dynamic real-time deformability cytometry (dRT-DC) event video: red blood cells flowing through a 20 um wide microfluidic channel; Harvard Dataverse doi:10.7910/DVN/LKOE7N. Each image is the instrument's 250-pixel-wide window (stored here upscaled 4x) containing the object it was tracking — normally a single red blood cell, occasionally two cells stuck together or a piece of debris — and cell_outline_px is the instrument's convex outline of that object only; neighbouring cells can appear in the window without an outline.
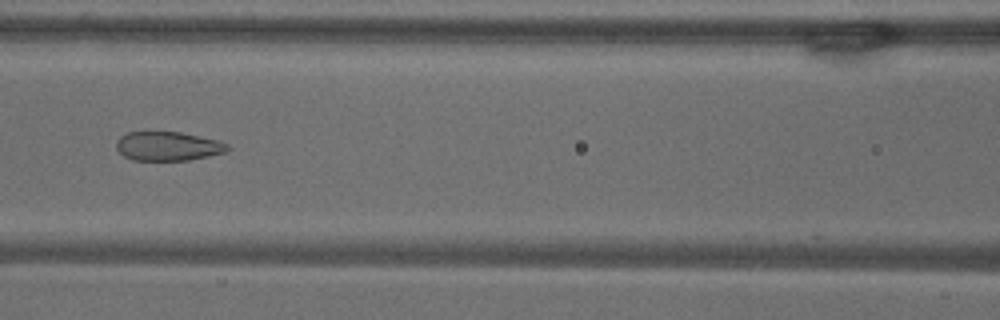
{"species": "common noctule bat (a hibernating species)", "species_latin": "Nyctalus noctula", "temperature_condition": "warm", "stored_images_in_passage": 55, "camera_frame_rate_fps": 3000, "um_per_image_px": 0.085, "animal": {"sex": "male", "body_mass_g": 18.8}, "frame": {"image": 1, "passage_image": 25, "time_ms": 8.0, "image_size_px": [1000, 320], "cell_outline_px": [[232, 148], [224, 152], [208, 156], [188, 160], [132, 160], [124, 156], [116, 148], [116, 140], [120, 136], [128, 132], [180, 132], [216, 140], [228, 144]], "centroid_in_image_um": [14.25, 12.43], "position_along_channel_um": 152.3, "area_um2": 18.73}}
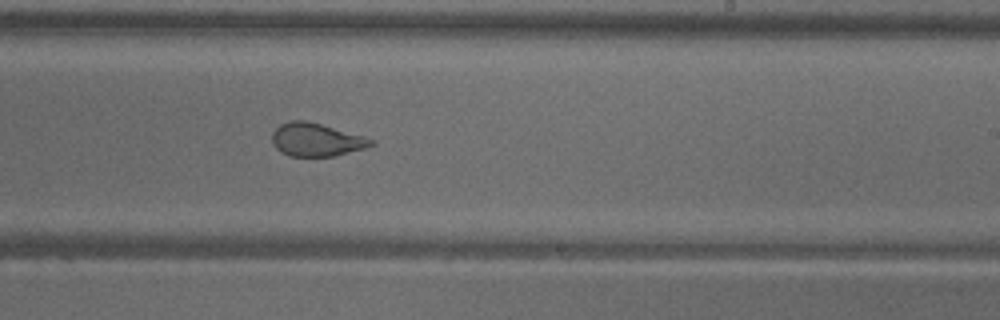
{"frame": {"image": 2, "passage_image": 34, "time_ms": 11.0, "image_size_px": [1000, 320], "cell_outline_px": [[376, 144], [364, 148], [336, 156], [288, 156], [280, 152], [272, 144], [272, 132], [280, 124], [292, 120], [304, 120], [320, 124], [364, 136], [376, 140]], "centroid_in_image_um": [26.88, 11.88], "position_along_channel_um": 262.1, "area_um2": 19.19}}
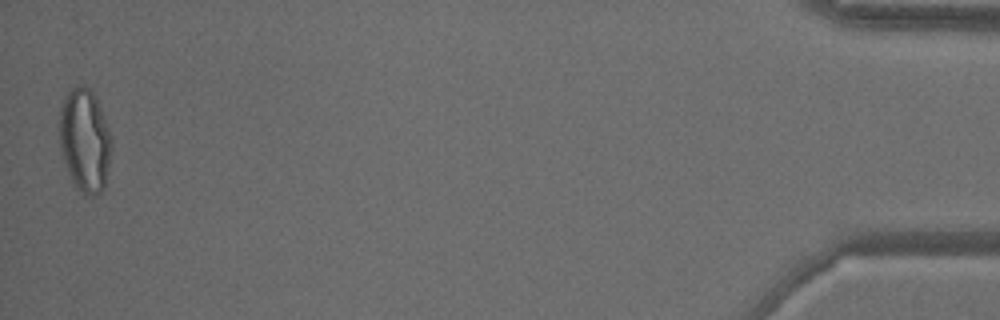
{"frame": {"image": 3, "passage_image": 55, "time_ms": 18.0, "image_size_px": [1000, 320], "cell_outline_px": [[112, 148], [104, 188], [100, 192], [92, 196], [88, 196], [76, 188], [72, 184], [68, 176], [64, 164], [60, 148], [60, 108], [68, 92], [72, 88], [80, 84], [84, 84], [92, 92], [104, 116], [112, 140]], "centroid_in_image_um": [7.2, 11.97], "position_along_channel_um": 428.0, "area_um2": 31.44}, "authors_computed_cell_mechanics": {"area_um2": 25.0852, "velocity_mm_per_s": 3.664, "shape_relaxation_time_tau1_ms": null, "shape_relaxation_time_tau2_ms": 1.0247, "deformation_change_tau1": null, "deformation_change_tau2": 0.0796}}